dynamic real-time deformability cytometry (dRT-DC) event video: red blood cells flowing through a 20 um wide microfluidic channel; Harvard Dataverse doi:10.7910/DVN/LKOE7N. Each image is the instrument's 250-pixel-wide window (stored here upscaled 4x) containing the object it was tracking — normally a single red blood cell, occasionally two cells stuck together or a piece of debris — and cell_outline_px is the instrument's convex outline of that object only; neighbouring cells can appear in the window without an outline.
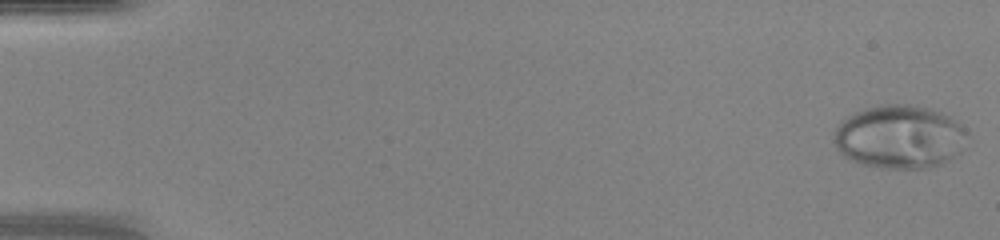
{"species": "human", "species_latin": "Homo sapiens", "temperature_condition": "warm", "stored_images_in_passage": 48, "camera_frame_rate_fps": 3000, "um_per_image_px": 0.085, "donor": {"sex": "female"}, "frame": {"image": 1, "passage_image": 1, "time_ms": 0.0, "image_size_px": [1000, 240], "cell_outline_px": [[968, 148], [944, 164], [928, 168], [880, 168], [848, 160], [836, 148], [836, 128], [840, 120], [852, 112], [864, 108], [884, 104], [908, 104], [932, 108], [952, 116], [968, 132]], "centroid_in_image_um": [76.54, 11.63], "position_along_channel_um": 8.5, "area_um2": 50.34}}
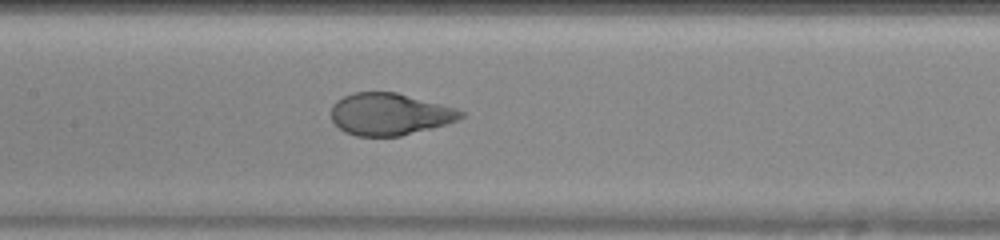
{"frame": {"image": 2, "passage_image": 24, "time_ms": 7.667, "image_size_px": [1000, 240], "cell_outline_px": [[464, 116], [456, 120], [432, 128], [400, 136], [356, 136], [344, 132], [332, 120], [332, 104], [336, 100], [352, 92], [396, 92], [456, 108], [464, 112]], "centroid_in_image_um": [33.09, 9.7], "position_along_channel_um": 174.3, "area_um2": 31.62}}
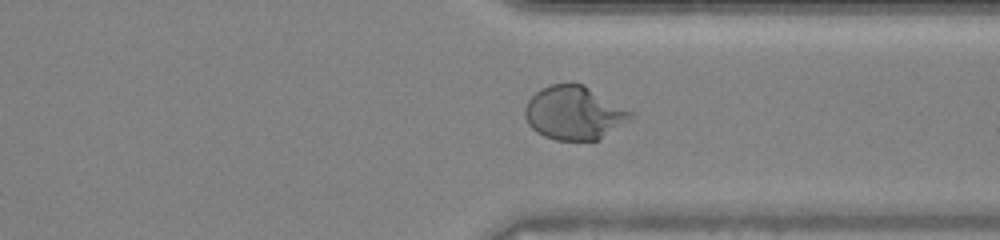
{"frame": {"image": 3, "passage_image": 37, "time_ms": 12.0, "image_size_px": [1000, 240], "cell_outline_px": [[636, 116], [632, 120], [600, 140], [556, 140], [544, 136], [536, 132], [528, 124], [524, 116], [524, 108], [528, 100], [540, 88], [552, 84], [584, 84], [632, 112]], "centroid_in_image_um": [48.82, 9.62], "position_along_channel_um": 362.6, "area_um2": 33.23}, "authors_computed_cell_mechanics": {"area_um2": 34.5644, "velocity_mm_per_s": 4.3354, "shape_relaxation_time_tau1_ms": 3.4917, "shape_relaxation_time_tau2_ms": null, "deformation_change_tau1": 0.2377, "deformation_change_tau2": null}}